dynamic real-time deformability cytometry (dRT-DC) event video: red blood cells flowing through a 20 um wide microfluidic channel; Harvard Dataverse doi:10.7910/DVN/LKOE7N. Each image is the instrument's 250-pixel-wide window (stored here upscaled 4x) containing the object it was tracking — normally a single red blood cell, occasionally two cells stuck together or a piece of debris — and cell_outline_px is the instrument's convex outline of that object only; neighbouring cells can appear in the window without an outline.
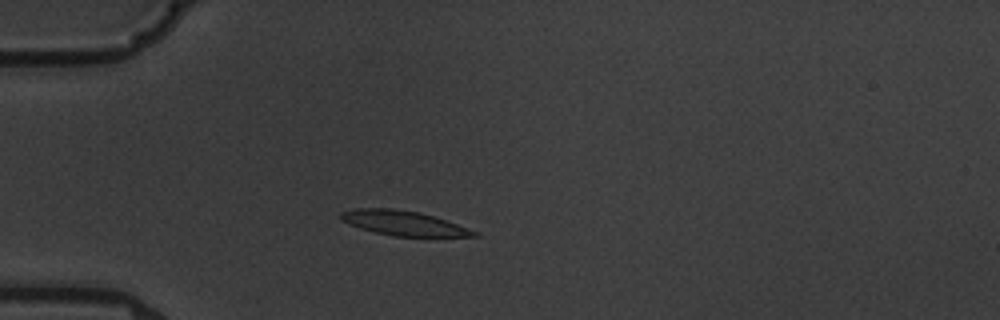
{"species": "common noctule bat (a hibernating species)", "species_latin": "Nyctalus noctula", "temperature_condition": "warm", "stored_images_in_passage": 4, "camera_frame_rate_fps": 3000, "um_per_image_px": 0.085, "animal": {"sex": "male", "body_mass_g": 19.5, "forearm_length_mm": 54.6}, "frame": {"image": 1, "passage_image": 4, "time_ms": 3.333, "image_size_px": [1000, 320], "cell_outline_px": [[480, 236], [392, 236], [360, 228], [340, 220], [340, 212], [356, 208], [392, 208], [420, 212], [480, 232]], "centroid_in_image_um": [34.27, 18.96], "position_along_channel_um": 50.7, "area_um2": 18.96}}